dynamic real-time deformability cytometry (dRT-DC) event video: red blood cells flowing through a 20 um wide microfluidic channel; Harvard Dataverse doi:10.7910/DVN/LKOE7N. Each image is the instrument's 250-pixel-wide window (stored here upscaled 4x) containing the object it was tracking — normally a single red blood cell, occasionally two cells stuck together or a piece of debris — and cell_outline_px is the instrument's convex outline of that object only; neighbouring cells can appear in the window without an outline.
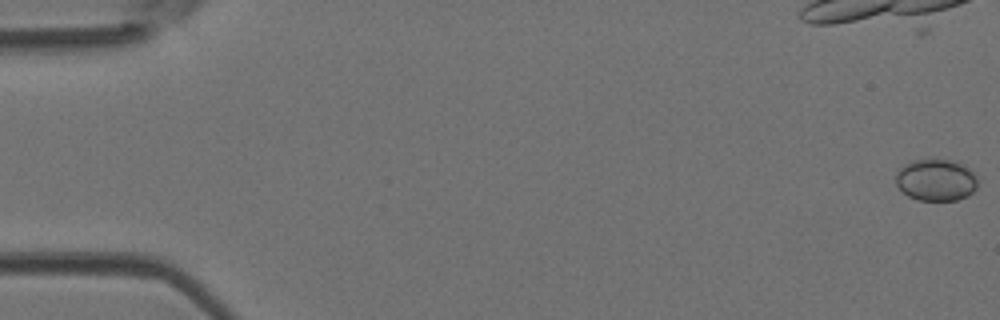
{"species": "Egyptian fruit bat (a non-hibernating species)", "species_latin": "Rousettus aegyptiacus", "temperature_condition": "room temperature", "stored_images_in_passage": 3, "camera_frame_rate_fps": 3000, "um_per_image_px": 0.085, "animal": {"sex": "female"}, "frame": {"image": 1, "passage_image": 1, "time_ms": 0.0, "image_size_px": [1000, 320], "cell_outline_px": [[976, 188], [968, 196], [956, 200], [916, 200], [908, 196], [896, 184], [896, 172], [904, 164], [912, 160], [952, 160], [964, 164], [976, 176]], "centroid_in_image_um": [79.55, 15.3], "position_along_channel_um": 5.5, "area_um2": 19.88}}